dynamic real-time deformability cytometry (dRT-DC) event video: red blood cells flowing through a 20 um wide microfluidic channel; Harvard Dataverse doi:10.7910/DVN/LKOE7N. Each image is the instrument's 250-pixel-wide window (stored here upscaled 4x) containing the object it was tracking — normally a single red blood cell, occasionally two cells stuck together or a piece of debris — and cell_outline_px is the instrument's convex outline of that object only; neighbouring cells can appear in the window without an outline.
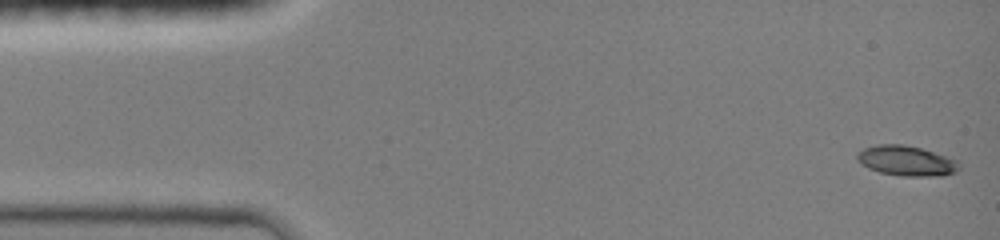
{"species": "common noctule bat (a hibernating species)", "species_latin": "Nyctalus noctula", "temperature_condition": "room temperature", "stored_images_in_passage": 6, "camera_frame_rate_fps": 3000, "um_per_image_px": 0.085, "animal": {"sex": "female", "body_mass_g": 19.0, "forearm_length_mm": 51.5}, "frame": {"image": 1, "passage_image": 1, "time_ms": 0.0, "image_size_px": [1000, 240], "cell_outline_px": [[960, 168], [956, 172], [940, 176], [904, 176], [880, 172], [868, 168], [856, 156], [864, 148], [880, 144], [900, 144], [920, 148], [956, 160]], "centroid_in_image_um": [77.07, 13.68], "position_along_channel_um": 7.9, "area_um2": 17.4}}
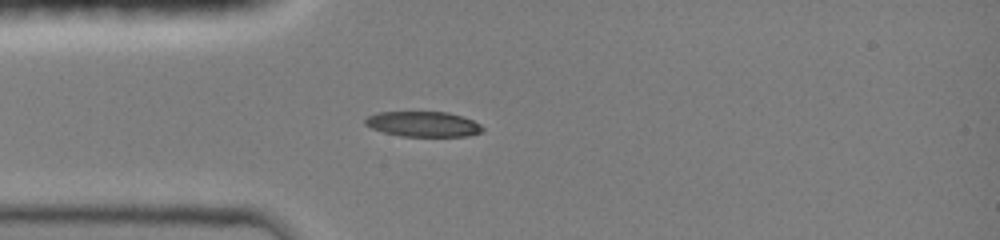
{"frame": {"image": 2, "passage_image": 6, "time_ms": 3.667, "image_size_px": [1000, 240], "cell_outline_px": [[484, 132], [468, 136], [404, 136], [384, 132], [372, 128], [364, 124], [364, 120], [368, 116], [380, 112], [448, 112], [472, 120], [480, 124], [484, 128]], "centroid_in_image_um": [36.0, 10.55], "position_along_channel_um": 49.0, "area_um2": 17.17}}